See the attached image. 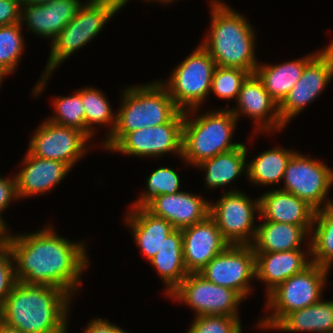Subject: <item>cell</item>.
Returning <instances> with one entry per match:
<instances>
[{
	"mask_svg": "<svg viewBox=\"0 0 333 333\" xmlns=\"http://www.w3.org/2000/svg\"><path fill=\"white\" fill-rule=\"evenodd\" d=\"M52 229L49 225L35 233L7 234L15 277L28 285L55 286L73 297L82 282V271L89 266L85 244L72 242Z\"/></svg>",
	"mask_w": 333,
	"mask_h": 333,
	"instance_id": "cell-1",
	"label": "cell"
},
{
	"mask_svg": "<svg viewBox=\"0 0 333 333\" xmlns=\"http://www.w3.org/2000/svg\"><path fill=\"white\" fill-rule=\"evenodd\" d=\"M71 298L55 286L17 281L0 309V320L23 333H67Z\"/></svg>",
	"mask_w": 333,
	"mask_h": 333,
	"instance_id": "cell-2",
	"label": "cell"
},
{
	"mask_svg": "<svg viewBox=\"0 0 333 333\" xmlns=\"http://www.w3.org/2000/svg\"><path fill=\"white\" fill-rule=\"evenodd\" d=\"M211 26L201 45L216 66L240 68L255 74V31L239 12L219 0L211 2Z\"/></svg>",
	"mask_w": 333,
	"mask_h": 333,
	"instance_id": "cell-3",
	"label": "cell"
},
{
	"mask_svg": "<svg viewBox=\"0 0 333 333\" xmlns=\"http://www.w3.org/2000/svg\"><path fill=\"white\" fill-rule=\"evenodd\" d=\"M113 132L102 143L108 151L126 134L170 122L181 110L161 80L124 89Z\"/></svg>",
	"mask_w": 333,
	"mask_h": 333,
	"instance_id": "cell-4",
	"label": "cell"
},
{
	"mask_svg": "<svg viewBox=\"0 0 333 333\" xmlns=\"http://www.w3.org/2000/svg\"><path fill=\"white\" fill-rule=\"evenodd\" d=\"M121 9L120 0H89L77 15L62 28L51 42V50L45 71L33 88L40 95L53 71L74 52L89 43L103 29L105 23Z\"/></svg>",
	"mask_w": 333,
	"mask_h": 333,
	"instance_id": "cell-5",
	"label": "cell"
},
{
	"mask_svg": "<svg viewBox=\"0 0 333 333\" xmlns=\"http://www.w3.org/2000/svg\"><path fill=\"white\" fill-rule=\"evenodd\" d=\"M190 110L184 112L182 156L187 164L197 166L217 154L238 148L242 143H232L237 118L232 111L218 109L189 118Z\"/></svg>",
	"mask_w": 333,
	"mask_h": 333,
	"instance_id": "cell-6",
	"label": "cell"
},
{
	"mask_svg": "<svg viewBox=\"0 0 333 333\" xmlns=\"http://www.w3.org/2000/svg\"><path fill=\"white\" fill-rule=\"evenodd\" d=\"M329 271L311 263L303 271L278 285L266 296L265 307L271 314L262 318L257 326H260L261 330L273 329L287 314L320 301Z\"/></svg>",
	"mask_w": 333,
	"mask_h": 333,
	"instance_id": "cell-7",
	"label": "cell"
},
{
	"mask_svg": "<svg viewBox=\"0 0 333 333\" xmlns=\"http://www.w3.org/2000/svg\"><path fill=\"white\" fill-rule=\"evenodd\" d=\"M216 63L200 44L172 72L169 81H161L181 111H198L211 91Z\"/></svg>",
	"mask_w": 333,
	"mask_h": 333,
	"instance_id": "cell-8",
	"label": "cell"
},
{
	"mask_svg": "<svg viewBox=\"0 0 333 333\" xmlns=\"http://www.w3.org/2000/svg\"><path fill=\"white\" fill-rule=\"evenodd\" d=\"M196 312L195 316L226 315L239 318L238 307L244 298L235 290L209 282L199 273H188L169 295Z\"/></svg>",
	"mask_w": 333,
	"mask_h": 333,
	"instance_id": "cell-9",
	"label": "cell"
},
{
	"mask_svg": "<svg viewBox=\"0 0 333 333\" xmlns=\"http://www.w3.org/2000/svg\"><path fill=\"white\" fill-rule=\"evenodd\" d=\"M257 213H260L259 198L251 201L239 190H229L216 203L210 204V216L230 245H252L257 233L254 225Z\"/></svg>",
	"mask_w": 333,
	"mask_h": 333,
	"instance_id": "cell-10",
	"label": "cell"
},
{
	"mask_svg": "<svg viewBox=\"0 0 333 333\" xmlns=\"http://www.w3.org/2000/svg\"><path fill=\"white\" fill-rule=\"evenodd\" d=\"M283 181L281 190L296 195L316 211L333 203L326 199L333 185V171L321 161L295 152L287 164Z\"/></svg>",
	"mask_w": 333,
	"mask_h": 333,
	"instance_id": "cell-11",
	"label": "cell"
},
{
	"mask_svg": "<svg viewBox=\"0 0 333 333\" xmlns=\"http://www.w3.org/2000/svg\"><path fill=\"white\" fill-rule=\"evenodd\" d=\"M184 111L170 122L126 133L111 149L124 155L161 157L166 153L182 156Z\"/></svg>",
	"mask_w": 333,
	"mask_h": 333,
	"instance_id": "cell-12",
	"label": "cell"
},
{
	"mask_svg": "<svg viewBox=\"0 0 333 333\" xmlns=\"http://www.w3.org/2000/svg\"><path fill=\"white\" fill-rule=\"evenodd\" d=\"M333 78V40L306 64L302 76L279 104L282 122L287 123L299 115L319 96Z\"/></svg>",
	"mask_w": 333,
	"mask_h": 333,
	"instance_id": "cell-13",
	"label": "cell"
},
{
	"mask_svg": "<svg viewBox=\"0 0 333 333\" xmlns=\"http://www.w3.org/2000/svg\"><path fill=\"white\" fill-rule=\"evenodd\" d=\"M198 273L209 282L235 290L245 298L252 290L251 280L256 278L254 249L252 245H229Z\"/></svg>",
	"mask_w": 333,
	"mask_h": 333,
	"instance_id": "cell-14",
	"label": "cell"
},
{
	"mask_svg": "<svg viewBox=\"0 0 333 333\" xmlns=\"http://www.w3.org/2000/svg\"><path fill=\"white\" fill-rule=\"evenodd\" d=\"M88 140L82 131L46 119L35 130L28 151L36 157L61 161L72 168L90 150Z\"/></svg>",
	"mask_w": 333,
	"mask_h": 333,
	"instance_id": "cell-15",
	"label": "cell"
},
{
	"mask_svg": "<svg viewBox=\"0 0 333 333\" xmlns=\"http://www.w3.org/2000/svg\"><path fill=\"white\" fill-rule=\"evenodd\" d=\"M181 231L183 260L188 273L200 272L210 260L230 245L210 215Z\"/></svg>",
	"mask_w": 333,
	"mask_h": 333,
	"instance_id": "cell-16",
	"label": "cell"
},
{
	"mask_svg": "<svg viewBox=\"0 0 333 333\" xmlns=\"http://www.w3.org/2000/svg\"><path fill=\"white\" fill-rule=\"evenodd\" d=\"M236 101L237 107L230 109L232 114L237 120L240 114L255 119L258 132L281 131L286 126L281 120L279 105L256 74H250L243 82Z\"/></svg>",
	"mask_w": 333,
	"mask_h": 333,
	"instance_id": "cell-17",
	"label": "cell"
},
{
	"mask_svg": "<svg viewBox=\"0 0 333 333\" xmlns=\"http://www.w3.org/2000/svg\"><path fill=\"white\" fill-rule=\"evenodd\" d=\"M210 204L204 197L180 191L157 196L144 208L167 220L175 229H183L205 220L210 215Z\"/></svg>",
	"mask_w": 333,
	"mask_h": 333,
	"instance_id": "cell-18",
	"label": "cell"
},
{
	"mask_svg": "<svg viewBox=\"0 0 333 333\" xmlns=\"http://www.w3.org/2000/svg\"><path fill=\"white\" fill-rule=\"evenodd\" d=\"M80 0H51L46 4L21 5V21L27 29L51 42L78 13Z\"/></svg>",
	"mask_w": 333,
	"mask_h": 333,
	"instance_id": "cell-19",
	"label": "cell"
},
{
	"mask_svg": "<svg viewBox=\"0 0 333 333\" xmlns=\"http://www.w3.org/2000/svg\"><path fill=\"white\" fill-rule=\"evenodd\" d=\"M22 165V170L15 175L19 199L50 191L59 185L71 169L61 161L42 159L28 150Z\"/></svg>",
	"mask_w": 333,
	"mask_h": 333,
	"instance_id": "cell-20",
	"label": "cell"
},
{
	"mask_svg": "<svg viewBox=\"0 0 333 333\" xmlns=\"http://www.w3.org/2000/svg\"><path fill=\"white\" fill-rule=\"evenodd\" d=\"M307 251L306 254L301 249L280 252H255V279L265 283L267 287L265 296L289 277L303 271L312 263L311 259L307 258L311 255L310 247Z\"/></svg>",
	"mask_w": 333,
	"mask_h": 333,
	"instance_id": "cell-21",
	"label": "cell"
},
{
	"mask_svg": "<svg viewBox=\"0 0 333 333\" xmlns=\"http://www.w3.org/2000/svg\"><path fill=\"white\" fill-rule=\"evenodd\" d=\"M259 216L265 221L312 226L316 210L287 191L276 189L259 198Z\"/></svg>",
	"mask_w": 333,
	"mask_h": 333,
	"instance_id": "cell-22",
	"label": "cell"
},
{
	"mask_svg": "<svg viewBox=\"0 0 333 333\" xmlns=\"http://www.w3.org/2000/svg\"><path fill=\"white\" fill-rule=\"evenodd\" d=\"M126 215V225L132 230L135 243L149 261L156 255L164 239L175 228L167 220L154 216L145 208H131Z\"/></svg>",
	"mask_w": 333,
	"mask_h": 333,
	"instance_id": "cell-23",
	"label": "cell"
},
{
	"mask_svg": "<svg viewBox=\"0 0 333 333\" xmlns=\"http://www.w3.org/2000/svg\"><path fill=\"white\" fill-rule=\"evenodd\" d=\"M312 226L263 221L257 226L252 243L254 252H280L302 249L301 244L310 235Z\"/></svg>",
	"mask_w": 333,
	"mask_h": 333,
	"instance_id": "cell-24",
	"label": "cell"
},
{
	"mask_svg": "<svg viewBox=\"0 0 333 333\" xmlns=\"http://www.w3.org/2000/svg\"><path fill=\"white\" fill-rule=\"evenodd\" d=\"M149 262L165 283V293L169 296L188 274L183 260L181 229H175L164 239L159 251Z\"/></svg>",
	"mask_w": 333,
	"mask_h": 333,
	"instance_id": "cell-25",
	"label": "cell"
},
{
	"mask_svg": "<svg viewBox=\"0 0 333 333\" xmlns=\"http://www.w3.org/2000/svg\"><path fill=\"white\" fill-rule=\"evenodd\" d=\"M313 52L301 59L286 63L257 65L255 74L265 90L279 105L302 76L306 64L317 54Z\"/></svg>",
	"mask_w": 333,
	"mask_h": 333,
	"instance_id": "cell-26",
	"label": "cell"
},
{
	"mask_svg": "<svg viewBox=\"0 0 333 333\" xmlns=\"http://www.w3.org/2000/svg\"><path fill=\"white\" fill-rule=\"evenodd\" d=\"M333 333V301H323L287 314L273 330Z\"/></svg>",
	"mask_w": 333,
	"mask_h": 333,
	"instance_id": "cell-27",
	"label": "cell"
},
{
	"mask_svg": "<svg viewBox=\"0 0 333 333\" xmlns=\"http://www.w3.org/2000/svg\"><path fill=\"white\" fill-rule=\"evenodd\" d=\"M247 149L242 143L238 148L217 154L202 161L198 168L205 170L207 188H218L236 180L244 171L247 172Z\"/></svg>",
	"mask_w": 333,
	"mask_h": 333,
	"instance_id": "cell-28",
	"label": "cell"
},
{
	"mask_svg": "<svg viewBox=\"0 0 333 333\" xmlns=\"http://www.w3.org/2000/svg\"><path fill=\"white\" fill-rule=\"evenodd\" d=\"M295 151L275 147L266 150L247 163L246 176L258 185H273L283 181L287 164Z\"/></svg>",
	"mask_w": 333,
	"mask_h": 333,
	"instance_id": "cell-29",
	"label": "cell"
},
{
	"mask_svg": "<svg viewBox=\"0 0 333 333\" xmlns=\"http://www.w3.org/2000/svg\"><path fill=\"white\" fill-rule=\"evenodd\" d=\"M311 231L309 259L330 270L333 265V203L315 212Z\"/></svg>",
	"mask_w": 333,
	"mask_h": 333,
	"instance_id": "cell-30",
	"label": "cell"
},
{
	"mask_svg": "<svg viewBox=\"0 0 333 333\" xmlns=\"http://www.w3.org/2000/svg\"><path fill=\"white\" fill-rule=\"evenodd\" d=\"M82 104L85 109L86 136L91 139L95 132L92 125H110L106 138L111 135L116 124V115L104 94L96 88H82Z\"/></svg>",
	"mask_w": 333,
	"mask_h": 333,
	"instance_id": "cell-31",
	"label": "cell"
},
{
	"mask_svg": "<svg viewBox=\"0 0 333 333\" xmlns=\"http://www.w3.org/2000/svg\"><path fill=\"white\" fill-rule=\"evenodd\" d=\"M146 191H144L137 201L133 202L131 208H144L154 198L164 194H176L181 190L180 177L175 170L169 167H159L154 170L146 181Z\"/></svg>",
	"mask_w": 333,
	"mask_h": 333,
	"instance_id": "cell-32",
	"label": "cell"
},
{
	"mask_svg": "<svg viewBox=\"0 0 333 333\" xmlns=\"http://www.w3.org/2000/svg\"><path fill=\"white\" fill-rule=\"evenodd\" d=\"M55 100V101H54ZM55 114L47 120L82 131L86 135L85 109L82 104V89L73 96H59L53 99Z\"/></svg>",
	"mask_w": 333,
	"mask_h": 333,
	"instance_id": "cell-33",
	"label": "cell"
},
{
	"mask_svg": "<svg viewBox=\"0 0 333 333\" xmlns=\"http://www.w3.org/2000/svg\"><path fill=\"white\" fill-rule=\"evenodd\" d=\"M21 23L0 26V68L11 74L16 70L24 52V38Z\"/></svg>",
	"mask_w": 333,
	"mask_h": 333,
	"instance_id": "cell-34",
	"label": "cell"
},
{
	"mask_svg": "<svg viewBox=\"0 0 333 333\" xmlns=\"http://www.w3.org/2000/svg\"><path fill=\"white\" fill-rule=\"evenodd\" d=\"M249 75L248 71L240 68L216 66L210 93H215L217 97L228 101L233 98L236 100L243 82Z\"/></svg>",
	"mask_w": 333,
	"mask_h": 333,
	"instance_id": "cell-35",
	"label": "cell"
},
{
	"mask_svg": "<svg viewBox=\"0 0 333 333\" xmlns=\"http://www.w3.org/2000/svg\"><path fill=\"white\" fill-rule=\"evenodd\" d=\"M187 333H242L237 317L226 315L195 316Z\"/></svg>",
	"mask_w": 333,
	"mask_h": 333,
	"instance_id": "cell-36",
	"label": "cell"
},
{
	"mask_svg": "<svg viewBox=\"0 0 333 333\" xmlns=\"http://www.w3.org/2000/svg\"><path fill=\"white\" fill-rule=\"evenodd\" d=\"M13 254L7 242L0 244V309L17 283Z\"/></svg>",
	"mask_w": 333,
	"mask_h": 333,
	"instance_id": "cell-37",
	"label": "cell"
},
{
	"mask_svg": "<svg viewBox=\"0 0 333 333\" xmlns=\"http://www.w3.org/2000/svg\"><path fill=\"white\" fill-rule=\"evenodd\" d=\"M21 5V0H0V26L20 23Z\"/></svg>",
	"mask_w": 333,
	"mask_h": 333,
	"instance_id": "cell-38",
	"label": "cell"
},
{
	"mask_svg": "<svg viewBox=\"0 0 333 333\" xmlns=\"http://www.w3.org/2000/svg\"><path fill=\"white\" fill-rule=\"evenodd\" d=\"M12 178H3L0 176V221L6 227L7 225L1 216V212L9 206V203L12 202L11 200H14V198L15 200L19 199L15 175Z\"/></svg>",
	"mask_w": 333,
	"mask_h": 333,
	"instance_id": "cell-39",
	"label": "cell"
},
{
	"mask_svg": "<svg viewBox=\"0 0 333 333\" xmlns=\"http://www.w3.org/2000/svg\"><path fill=\"white\" fill-rule=\"evenodd\" d=\"M84 333H127L122 328L107 321L106 319L95 318L86 326Z\"/></svg>",
	"mask_w": 333,
	"mask_h": 333,
	"instance_id": "cell-40",
	"label": "cell"
},
{
	"mask_svg": "<svg viewBox=\"0 0 333 333\" xmlns=\"http://www.w3.org/2000/svg\"><path fill=\"white\" fill-rule=\"evenodd\" d=\"M0 333H23L20 329L11 327L0 320Z\"/></svg>",
	"mask_w": 333,
	"mask_h": 333,
	"instance_id": "cell-41",
	"label": "cell"
},
{
	"mask_svg": "<svg viewBox=\"0 0 333 333\" xmlns=\"http://www.w3.org/2000/svg\"><path fill=\"white\" fill-rule=\"evenodd\" d=\"M8 228L0 221V244L6 242Z\"/></svg>",
	"mask_w": 333,
	"mask_h": 333,
	"instance_id": "cell-42",
	"label": "cell"
},
{
	"mask_svg": "<svg viewBox=\"0 0 333 333\" xmlns=\"http://www.w3.org/2000/svg\"><path fill=\"white\" fill-rule=\"evenodd\" d=\"M51 0H21L22 5L46 4Z\"/></svg>",
	"mask_w": 333,
	"mask_h": 333,
	"instance_id": "cell-43",
	"label": "cell"
},
{
	"mask_svg": "<svg viewBox=\"0 0 333 333\" xmlns=\"http://www.w3.org/2000/svg\"><path fill=\"white\" fill-rule=\"evenodd\" d=\"M5 75H7V74L0 68V86H1V83L3 82V78Z\"/></svg>",
	"mask_w": 333,
	"mask_h": 333,
	"instance_id": "cell-44",
	"label": "cell"
},
{
	"mask_svg": "<svg viewBox=\"0 0 333 333\" xmlns=\"http://www.w3.org/2000/svg\"><path fill=\"white\" fill-rule=\"evenodd\" d=\"M129 0H120V5H121V8L123 6H125V4L128 2ZM147 1H155V0H147ZM157 2H159V0H156Z\"/></svg>",
	"mask_w": 333,
	"mask_h": 333,
	"instance_id": "cell-45",
	"label": "cell"
},
{
	"mask_svg": "<svg viewBox=\"0 0 333 333\" xmlns=\"http://www.w3.org/2000/svg\"><path fill=\"white\" fill-rule=\"evenodd\" d=\"M161 3H171L172 1H174V0H159Z\"/></svg>",
	"mask_w": 333,
	"mask_h": 333,
	"instance_id": "cell-46",
	"label": "cell"
}]
</instances>
